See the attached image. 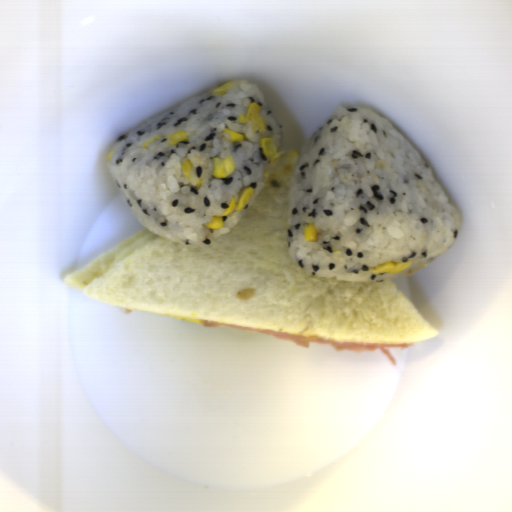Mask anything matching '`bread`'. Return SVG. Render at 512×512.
<instances>
[{
	"instance_id": "obj_1",
	"label": "bread",
	"mask_w": 512,
	"mask_h": 512,
	"mask_svg": "<svg viewBox=\"0 0 512 512\" xmlns=\"http://www.w3.org/2000/svg\"><path fill=\"white\" fill-rule=\"evenodd\" d=\"M301 155L283 153L262 191L219 241L192 247L147 227L63 277L87 298L203 321L325 337L414 344L439 335L392 283L309 275L287 233Z\"/></svg>"
}]
</instances>
